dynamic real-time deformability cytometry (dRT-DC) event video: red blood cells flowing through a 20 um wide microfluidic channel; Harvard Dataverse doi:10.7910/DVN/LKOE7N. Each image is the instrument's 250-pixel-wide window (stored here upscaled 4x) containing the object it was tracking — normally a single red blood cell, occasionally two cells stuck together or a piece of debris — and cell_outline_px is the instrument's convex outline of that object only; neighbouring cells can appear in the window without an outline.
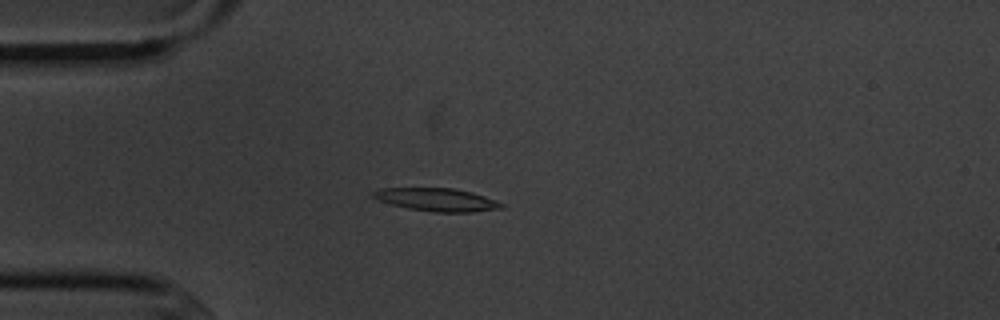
{"species": "common noctule bat (a hibernating species)", "species_latin": "Nyctalus noctula", "temperature_condition": "cold", "stored_images_in_passage": 5, "camera_frame_rate_fps": 3000, "um_per_image_px": 0.085, "animal": {"sex": "male", "body_mass_g": 20.1, "forearm_length_mm": 53.5}, "frame": {"image": 1, "passage_image": 4, "time_ms": 3.667, "image_size_px": [1000, 320], "cell_outline_px": [[504, 208], [472, 212], [436, 212], [408, 208], [376, 200], [372, 196], [372, 192], [380, 188], [452, 188], [472, 192], [484, 196], [504, 204]], "centroid_in_image_um": [37.12, 16.97], "position_along_channel_um": 47.9, "area_um2": 17.11}}